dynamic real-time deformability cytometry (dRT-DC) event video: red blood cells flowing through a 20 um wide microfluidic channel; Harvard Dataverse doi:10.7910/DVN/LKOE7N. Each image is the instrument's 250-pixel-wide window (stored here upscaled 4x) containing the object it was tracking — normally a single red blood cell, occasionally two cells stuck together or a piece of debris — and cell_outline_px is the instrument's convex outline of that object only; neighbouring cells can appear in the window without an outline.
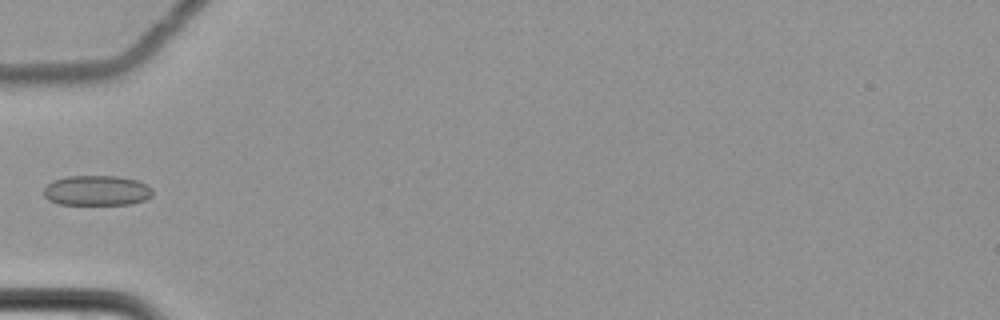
{"species": "common noctule bat (a hibernating species)", "species_latin": "Nyctalus noctula", "temperature_condition": "cold", "stored_images_in_passage": 8, "camera_frame_rate_fps": 3000, "um_per_image_px": 0.085, "animal": {"sex": "female", "body_mass_g": 22.7, "forearm_length_mm": 54.2}, "frame": {"image": 1, "passage_image": 6, "time_ms": 1.667, "image_size_px": [1000, 320], "cell_outline_px": [[152, 196], [144, 200], [132, 204], [60, 204], [48, 200], [44, 196], [44, 188], [52, 180], [68, 176], [116, 176], [136, 180], [148, 184], [152, 188]], "centroid_in_image_um": [8.23, 16.19], "position_along_channel_um": 76.8, "area_um2": 19.19}}
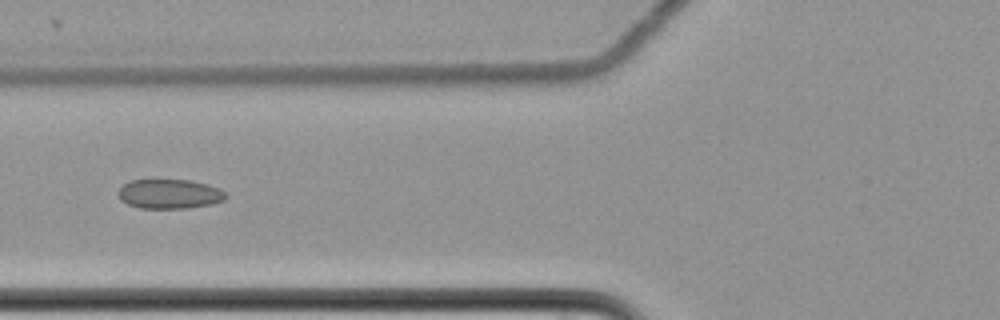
{"frame": {"image": 2, "passage_image": 7, "time_ms": 2.0, "image_size_px": [1000, 320], "cell_outline_px": [[228, 196], [224, 200], [212, 204], [188, 208], [140, 208], [128, 204], [120, 200], [120, 188], [128, 180], [192, 180], [208, 184], [220, 188]], "centroid_in_image_um": [14.45, 16.48], "position_along_channel_um": 111.4, "area_um2": 18.5}}
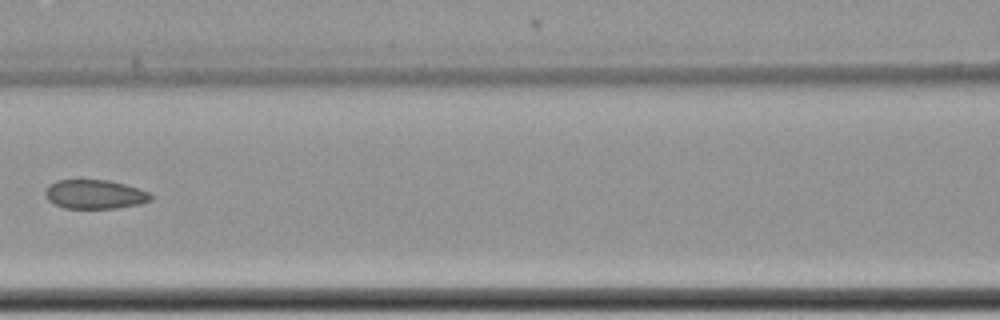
{"frame": {"image": 3, "passage_image": 8, "time_ms": 2.333, "image_size_px": [1000, 320], "cell_outline_px": [[152, 200], [140, 204], [116, 208], [64, 208], [52, 204], [48, 200], [44, 192], [48, 184], [56, 180], [108, 180], [124, 184], [152, 192]], "centroid_in_image_um": [8.05, 16.52], "position_along_channel_um": 158.5, "area_um2": 18.09}}